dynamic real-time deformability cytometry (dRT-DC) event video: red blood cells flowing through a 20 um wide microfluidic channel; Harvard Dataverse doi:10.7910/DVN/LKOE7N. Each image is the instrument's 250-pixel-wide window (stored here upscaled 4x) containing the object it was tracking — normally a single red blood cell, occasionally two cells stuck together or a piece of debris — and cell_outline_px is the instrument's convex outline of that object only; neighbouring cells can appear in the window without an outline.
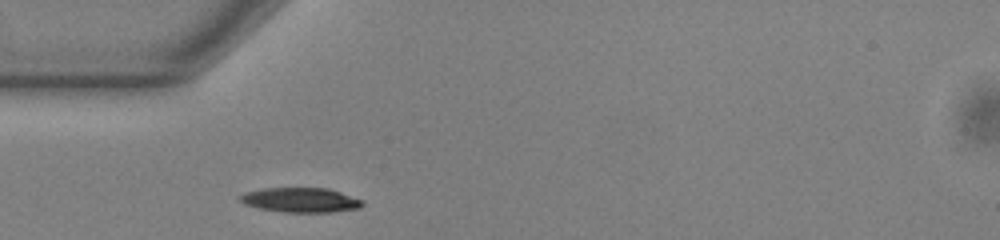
{"species": "common noctule bat (a hibernating species)", "species_latin": "Nyctalus noctula", "temperature_condition": "warm", "stored_images_in_passage": 38, "camera_frame_rate_fps": 3000, "um_per_image_px": 0.085, "animal": {"sex": "male", "body_mass_g": 13.0, "forearm_length_mm": 53.1}, "frame": {"image": 1, "passage_image": 1, "time_ms": 0.0, "image_size_px": [1000, 240], "cell_outline_px": [[364, 204], [360, 208], [332, 212], [280, 212], [260, 208], [244, 204], [236, 196], [244, 192], [264, 188], [328, 188], [364, 200]], "centroid_in_image_um": [25.54, 17.0], "position_along_channel_um": 59.5, "area_um2": 17.74}}
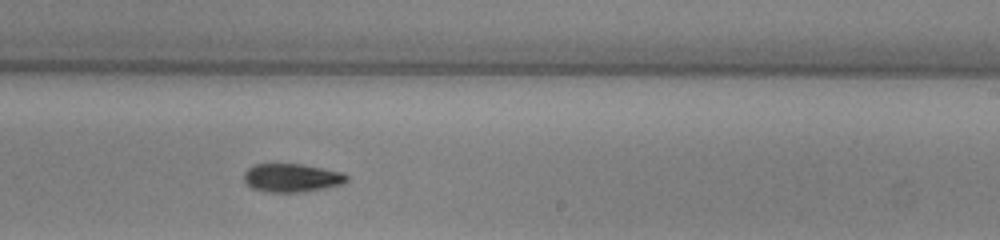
{"frame": {"image": 2, "passage_image": 17, "time_ms": 5.333, "image_size_px": [1000, 240], "cell_outline_px": [[348, 180], [344, 184], [304, 192], [272, 192], [252, 188], [244, 180], [244, 172], [252, 164], [300, 164], [340, 172], [348, 176]], "centroid_in_image_um": [24.79, 15.12], "position_along_channel_um": 264.2, "area_um2": 16.88}}
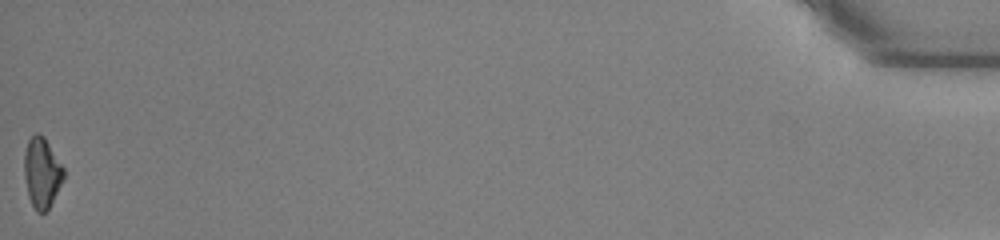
{"frame": {"image": 3, "passage_image": 38, "time_ms": 12.333, "image_size_px": [1000, 240], "cell_outline_px": [[64, 180], [48, 208], [44, 212], [36, 212], [28, 196], [24, 176], [24, 152], [28, 140], [36, 132], [40, 132], [44, 136], [64, 168]], "centroid_in_image_um": [3.55, 14.65], "position_along_channel_um": 431.6, "area_um2": 16.18}, "authors_computed_cell_mechanics": {"area_um2": 16.9643, "velocity_mm_per_s": 3.8919, "shape_relaxation_time_tau1_ms": 3.9074, "shape_relaxation_time_tau2_ms": null, "deformation_change_tau1": 0.1325, "deformation_change_tau2": null}}